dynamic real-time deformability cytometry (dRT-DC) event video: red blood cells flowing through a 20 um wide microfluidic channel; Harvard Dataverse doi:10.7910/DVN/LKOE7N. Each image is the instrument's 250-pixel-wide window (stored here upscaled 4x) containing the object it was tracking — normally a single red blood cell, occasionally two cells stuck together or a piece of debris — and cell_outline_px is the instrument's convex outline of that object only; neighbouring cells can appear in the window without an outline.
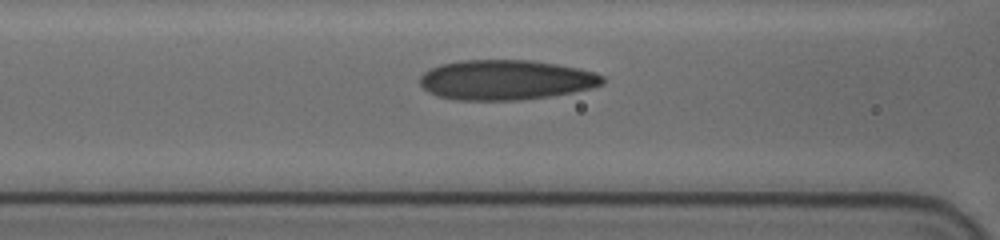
{"species": "human", "species_latin": "Homo sapiens", "temperature_condition": "cold", "stored_images_in_passage": 40, "camera_frame_rate_fps": 3000, "um_per_image_px": 0.085, "donor": {"sex": "female"}, "frame": {"image": 1, "passage_image": 16, "time_ms": 5.0, "image_size_px": [1000, 240], "cell_outline_px": [[604, 84], [592, 88], [572, 92], [548, 96], [520, 100], [456, 100], [436, 96], [428, 92], [420, 84], [420, 76], [424, 72], [440, 64], [464, 60], [528, 60], [556, 64], [576, 68], [592, 72], [604, 76]], "centroid_in_image_um": [42.97, 6.8], "position_along_channel_um": 123.6, "area_um2": 42.43}}
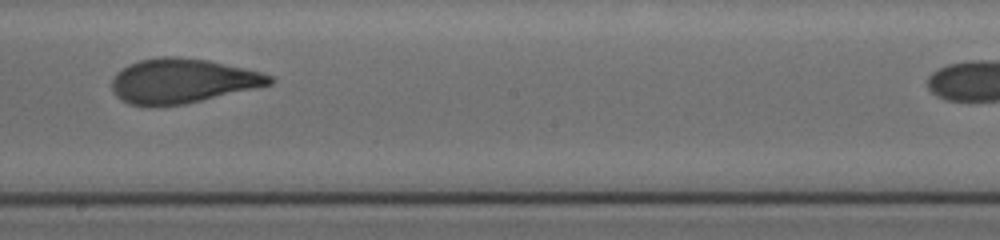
{"frame": {"image": 2, "passage_image": 25, "time_ms": 8.0, "image_size_px": [1000, 240], "cell_outline_px": [[276, 80], [272, 84], [184, 104], [128, 104], [116, 96], [112, 88], [112, 80], [116, 72], [128, 64], [140, 60], [164, 56], [172, 56], [208, 60], [244, 68], [260, 72], [272, 76]], "centroid_in_image_um": [15.5, 6.85], "position_along_channel_um": 232.7, "area_um2": 40.29}}
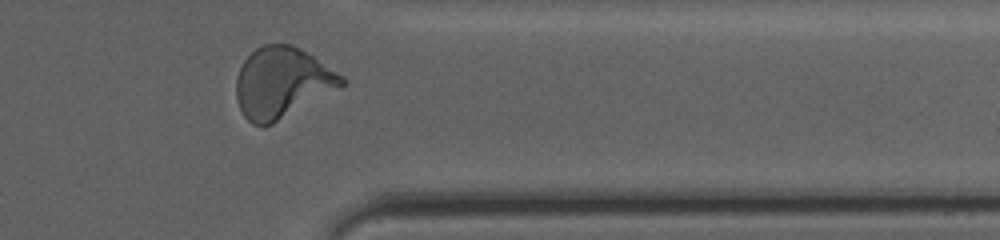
{"frame": {"image": 3, "passage_image": 38, "time_ms": 12.333, "image_size_px": [1000, 240], "cell_outline_px": [[348, 80], [344, 84], [272, 124], [264, 128], [252, 124], [244, 116], [240, 108], [236, 96], [236, 80], [240, 68], [244, 60], [256, 48], [264, 44], [292, 44], [300, 48], [344, 76]], "centroid_in_image_um": [23.94, 7.02], "position_along_channel_um": 387.5, "area_um2": 42.95}, "authors_computed_cell_mechanics": {"area_um2": 41.038, "velocity_mm_per_s": 3.6353, "shape_relaxation_time_tau1_ms": 6.2159, "shape_relaxation_time_tau2_ms": 0.9879, "deformation_change_tau1": 0.2108, "deformation_change_tau2": 0.0728}}